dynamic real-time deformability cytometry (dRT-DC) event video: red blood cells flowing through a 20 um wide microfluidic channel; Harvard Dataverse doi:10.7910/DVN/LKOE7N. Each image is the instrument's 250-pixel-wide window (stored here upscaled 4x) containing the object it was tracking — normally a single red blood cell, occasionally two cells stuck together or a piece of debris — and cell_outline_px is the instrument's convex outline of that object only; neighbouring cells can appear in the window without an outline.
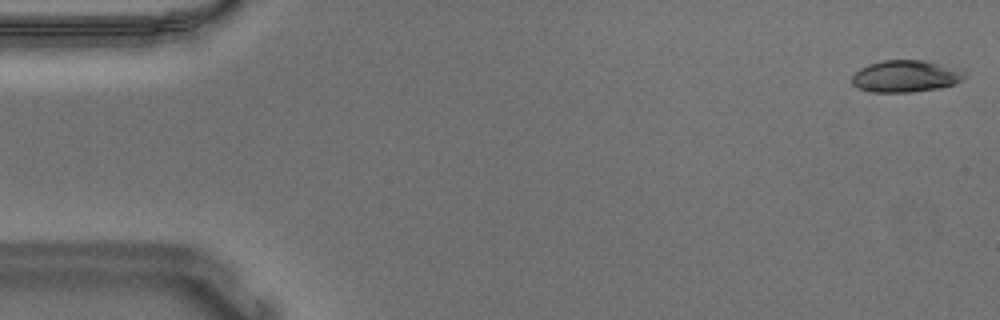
{"species": "Egyptian fruit bat (a non-hibernating species)", "species_latin": "Rousettus aegyptiacus", "temperature_condition": "warm", "stored_images_in_passage": 54, "camera_frame_rate_fps": 3000, "um_per_image_px": 0.085, "animal": {"sex": "male"}, "frame": {"image": 1, "passage_image": 1, "time_ms": 0.0, "image_size_px": [1000, 320], "cell_outline_px": [[964, 76], [960, 80], [952, 84], [940, 88], [912, 92], [868, 92], [856, 88], [852, 84], [852, 76], [860, 68], [868, 64], [884, 60], [924, 60], [940, 64], [964, 72]], "centroid_in_image_um": [76.89, 6.49], "position_along_channel_um": 8.1, "area_um2": 20.75}}
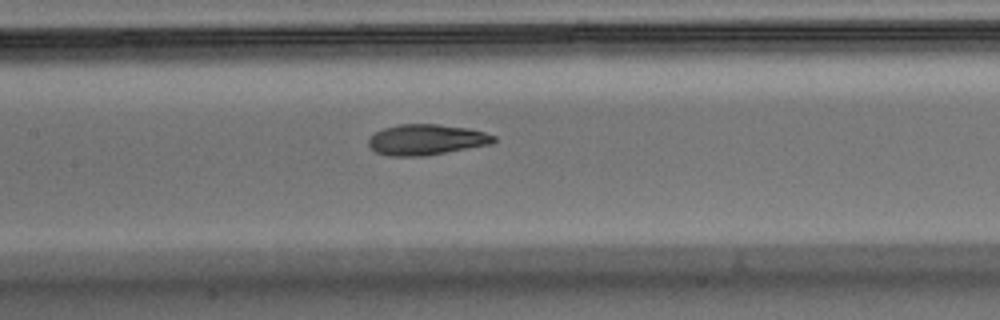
{"frame": {"image": 2, "passage_image": 25, "time_ms": 8.0, "image_size_px": [1000, 320], "cell_outline_px": [[496, 140], [492, 144], [424, 156], [388, 156], [376, 152], [368, 144], [368, 140], [376, 132], [384, 128], [400, 124], [436, 124], [468, 128], [484, 132], [496, 136]], "centroid_in_image_um": [36.26, 11.87], "position_along_channel_um": 171.1, "area_um2": 22.31}}
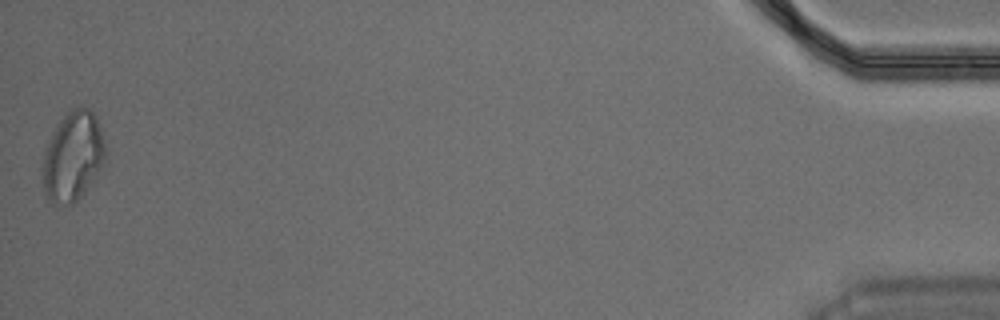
{"frame": {"image": 3, "passage_image": 54, "time_ms": 17.667, "image_size_px": [1000, 320], "cell_outline_px": [[104, 160], [100, 168], [84, 192], [72, 204], [52, 204], [44, 196], [40, 168], [44, 152], [56, 124], [68, 108], [80, 104], [88, 108], [96, 116], [104, 140]], "centroid_in_image_um": [6.13, 13.26], "position_along_channel_um": 429.1, "area_um2": 33.18}, "authors_computed_cell_mechanics": {"area_um2": 22.3108, "velocity_mm_per_s": 3.6681, "shape_relaxation_time_tau1_ms": 5.5171, "shape_relaxation_time_tau2_ms": 1.6097, "deformation_change_tau1": 0.2144, "deformation_change_tau2": 0.0871}}